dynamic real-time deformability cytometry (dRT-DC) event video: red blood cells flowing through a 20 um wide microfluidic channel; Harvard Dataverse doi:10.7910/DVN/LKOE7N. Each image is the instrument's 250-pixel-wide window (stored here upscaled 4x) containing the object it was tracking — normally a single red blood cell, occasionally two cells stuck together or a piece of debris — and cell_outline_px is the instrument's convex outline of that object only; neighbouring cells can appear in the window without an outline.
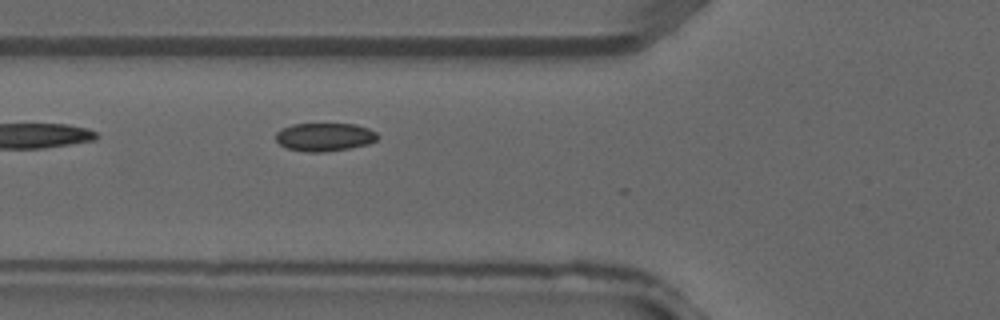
{"species": "common noctule bat (a hibernating species)", "species_latin": "Nyctalus noctula", "temperature_condition": "warm", "stored_images_in_passage": 2, "camera_frame_rate_fps": 3000, "um_per_image_px": 0.085, "animal": {"sex": "male", "forearm_length_mm": 52.5}, "frame": {"image": 1, "passage_image": 2, "time_ms": 0.333, "image_size_px": [1000, 320], "cell_outline_px": [[380, 136], [376, 140], [368, 144], [348, 148], [324, 152], [308, 152], [288, 148], [280, 144], [276, 140], [276, 132], [292, 124], [356, 124], [368, 128], [376, 132]], "centroid_in_image_um": [27.61, 11.64], "position_along_channel_um": 98.2, "area_um2": 16.65}}